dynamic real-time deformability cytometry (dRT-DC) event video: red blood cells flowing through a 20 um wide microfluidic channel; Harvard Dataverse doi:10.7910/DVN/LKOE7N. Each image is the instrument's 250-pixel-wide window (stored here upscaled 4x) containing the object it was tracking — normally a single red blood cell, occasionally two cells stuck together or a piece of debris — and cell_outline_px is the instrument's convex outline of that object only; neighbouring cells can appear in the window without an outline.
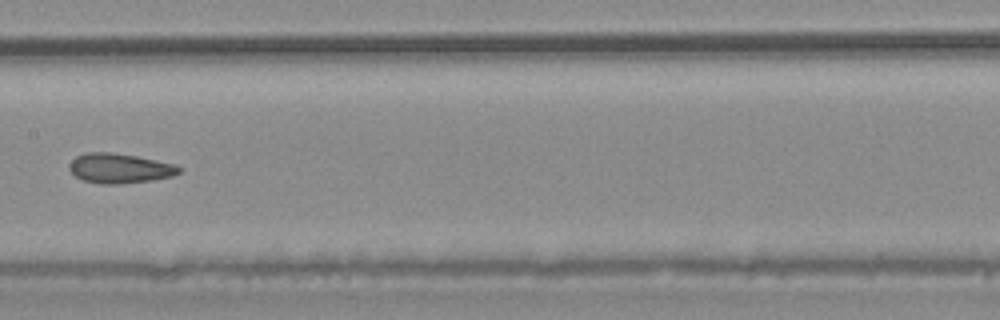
{"species": "common noctule bat (a hibernating species)", "species_latin": "Nyctalus noctula", "temperature_condition": "warm", "stored_images_in_passage": 29, "camera_frame_rate_fps": 3000, "um_per_image_px": 0.085, "animal": {"sex": "male", "body_mass_g": 20.4}, "frame": {"image": 1, "passage_image": 9, "time_ms": 2.667, "image_size_px": [1000, 320], "cell_outline_px": [[184, 168], [180, 172], [172, 176], [152, 180], [116, 184], [100, 184], [84, 180], [76, 176], [68, 168], [68, 164], [76, 156], [84, 152], [112, 152], [136, 156], [176, 164]], "centroid_in_image_um": [10.18, 14.29], "position_along_channel_um": 197.2, "area_um2": 19.13}}